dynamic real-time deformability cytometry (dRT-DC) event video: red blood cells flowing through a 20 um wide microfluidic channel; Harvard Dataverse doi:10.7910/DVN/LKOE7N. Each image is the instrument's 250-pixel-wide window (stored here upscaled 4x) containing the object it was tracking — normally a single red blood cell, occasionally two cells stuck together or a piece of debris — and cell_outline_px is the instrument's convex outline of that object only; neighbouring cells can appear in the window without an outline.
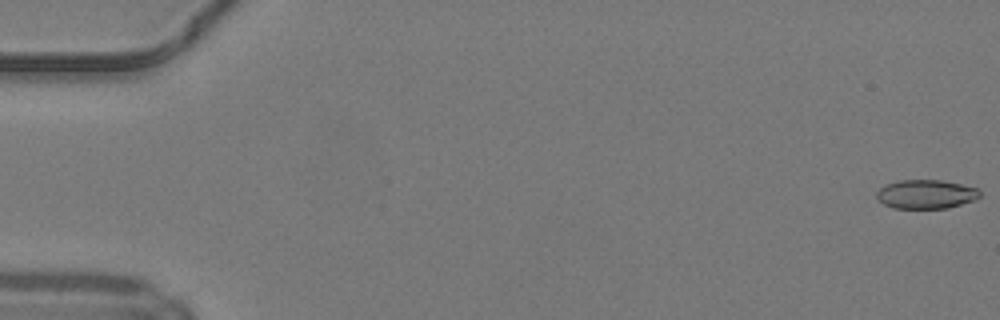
{"species": "common noctule bat (a hibernating species)", "species_latin": "Nyctalus noctula", "temperature_condition": "warm", "stored_images_in_passage": 50, "camera_frame_rate_fps": 3000, "um_per_image_px": 0.085, "animal": {"sex": "male", "body_mass_g": 19.2, "forearm_length_mm": 51.8}, "frame": {"image": 1, "passage_image": 1, "time_ms": 0.0, "image_size_px": [1000, 320], "cell_outline_px": [[980, 196], [976, 200], [948, 208], [892, 208], [884, 204], [876, 196], [876, 192], [880, 188], [896, 180], [940, 180], [960, 184], [976, 188], [980, 192]], "centroid_in_image_um": [78.71, 16.51], "position_along_channel_um": 6.3, "area_um2": 17.34}}
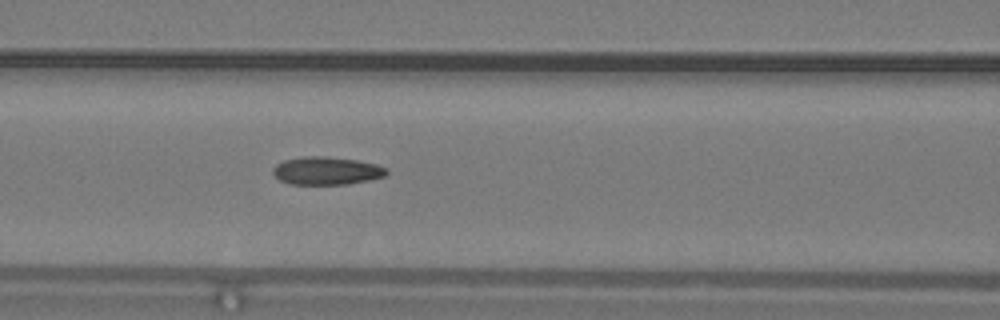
{"frame": {"image": 2, "passage_image": 22, "time_ms": 7.0, "image_size_px": [1000, 320], "cell_outline_px": [[388, 172], [384, 176], [368, 180], [348, 184], [292, 184], [280, 180], [272, 172], [272, 168], [276, 164], [284, 160], [304, 156], [324, 156], [356, 160], [376, 164], [388, 168]], "centroid_in_image_um": [27.75, 14.51], "position_along_channel_um": 138.8, "area_um2": 18.44}}
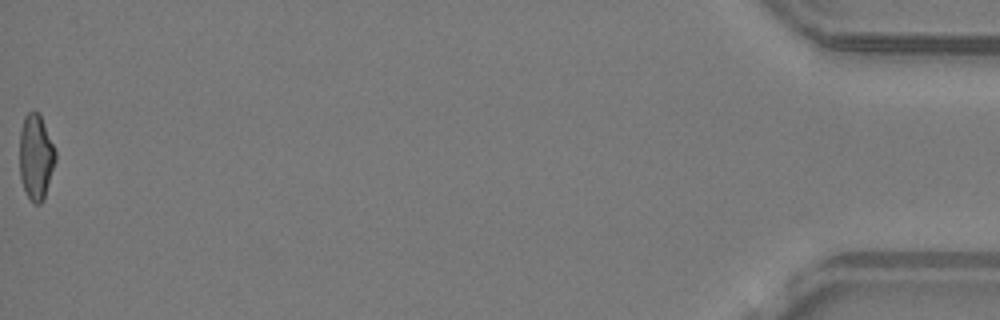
{"frame": {"image": 3, "passage_image": 50, "time_ms": 16.333, "image_size_px": [1000, 320], "cell_outline_px": [[56, 160], [44, 200], [40, 204], [36, 204], [28, 196], [24, 188], [20, 176], [20, 128], [24, 116], [32, 108], [40, 112], [56, 152]], "centroid_in_image_um": [3.06, 13.28], "position_along_channel_um": 432.1, "area_um2": 18.09}, "authors_computed_cell_mechanics": {"area_um2": 18.2937, "velocity_mm_per_s": 4.2373, "shape_relaxation_time_tau1_ms": 7.3241, "shape_relaxation_time_tau2_ms": 3.3095, "deformation_change_tau1": 0.2064, "deformation_change_tau2": 0.1203}}